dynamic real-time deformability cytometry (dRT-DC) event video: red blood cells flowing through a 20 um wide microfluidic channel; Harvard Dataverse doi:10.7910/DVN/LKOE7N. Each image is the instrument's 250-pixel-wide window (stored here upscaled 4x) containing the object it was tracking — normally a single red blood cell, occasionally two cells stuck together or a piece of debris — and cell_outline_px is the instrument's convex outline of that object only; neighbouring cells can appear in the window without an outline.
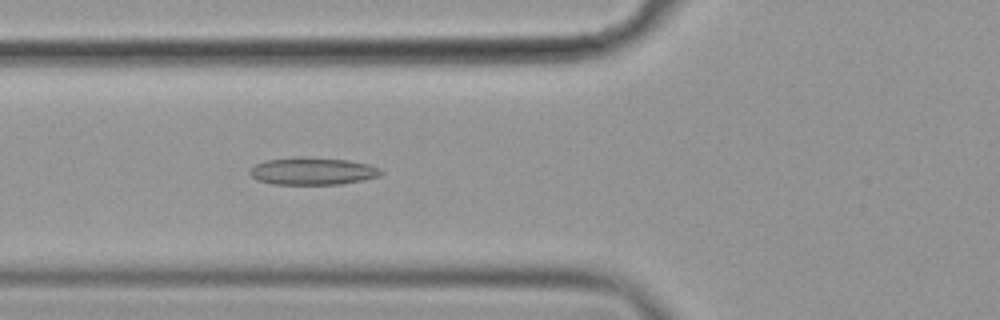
{"species": "common noctule bat (a hibernating species)", "species_latin": "Nyctalus noctula", "temperature_condition": "cold", "stored_images_in_passage": 56, "camera_frame_rate_fps": 3000, "um_per_image_px": 0.085, "animal": {"sex": "female", "body_mass_g": 19.9}, "frame": {"image": 1, "passage_image": 21, "time_ms": 6.667, "image_size_px": [1000, 320], "cell_outline_px": [[384, 172], [380, 176], [364, 180], [340, 184], [272, 184], [260, 180], [252, 176], [248, 172], [256, 164], [268, 160], [296, 156], [308, 156], [348, 160], [368, 164], [380, 168]], "centroid_in_image_um": [26.62, 14.53], "position_along_channel_um": 99.2, "area_um2": 21.04}}
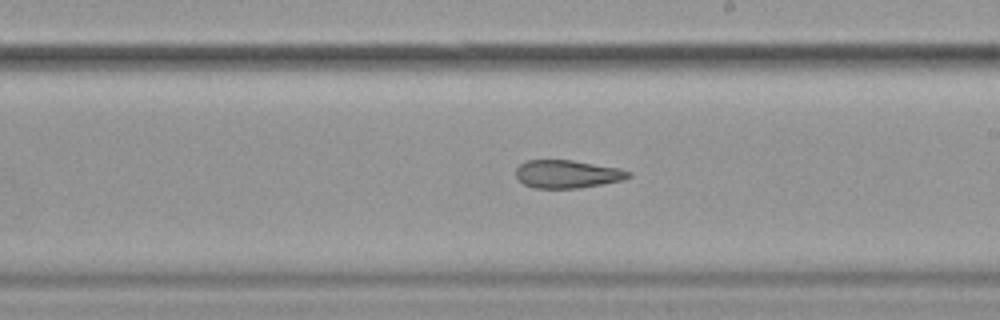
{"frame": {"image": 2, "passage_image": 33, "time_ms": 10.667, "image_size_px": [1000, 320], "cell_outline_px": [[632, 176], [620, 180], [580, 188], [532, 188], [524, 184], [516, 176], [516, 168], [520, 164], [528, 160], [572, 160], [620, 168], [632, 172]], "centroid_in_image_um": [48.22, 14.79], "position_along_channel_um": 240.8, "area_um2": 18.32}}
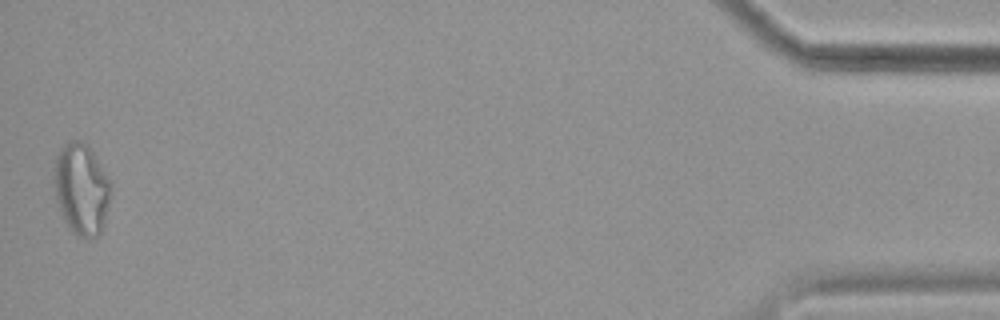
{"frame": {"image": 3, "passage_image": 56, "time_ms": 18.333, "image_size_px": [1000, 320], "cell_outline_px": [[112, 184], [104, 224], [100, 232], [96, 236], [80, 236], [72, 232], [64, 220], [60, 212], [56, 200], [52, 180], [52, 176], [56, 156], [60, 148], [68, 140], [80, 140], [88, 144]], "centroid_in_image_um": [6.88, 16.02], "position_along_channel_um": 428.3, "area_um2": 30.4}, "authors_computed_cell_mechanics": {"area_um2": 21.5594, "velocity_mm_per_s": 3.5384, "shape_relaxation_time_tau1_ms": null, "shape_relaxation_time_tau2_ms": 6.4026, "deformation_change_tau1": null, "deformation_change_tau2": 0.1562}}